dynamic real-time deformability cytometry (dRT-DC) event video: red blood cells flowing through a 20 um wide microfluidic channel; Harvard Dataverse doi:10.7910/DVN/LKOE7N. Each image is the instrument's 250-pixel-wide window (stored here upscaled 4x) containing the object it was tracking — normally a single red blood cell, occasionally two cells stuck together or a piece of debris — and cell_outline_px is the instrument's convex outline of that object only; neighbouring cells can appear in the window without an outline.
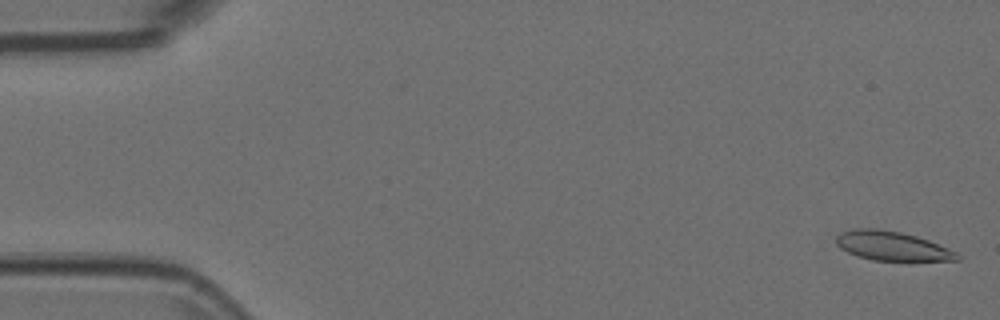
{"species": "Egyptian fruit bat (a non-hibernating species)", "species_latin": "Rousettus aegyptiacus", "temperature_condition": "room temperature", "stored_images_in_passage": 55, "camera_frame_rate_fps": 3000, "um_per_image_px": 0.085, "animal": {"sex": "female"}, "frame": {"image": 1, "passage_image": 2, "time_ms": 0.333, "image_size_px": [1000, 320], "cell_outline_px": [[960, 260], [872, 260], [856, 256], [840, 248], [836, 244], [836, 236], [840, 232], [852, 228], [876, 228], [900, 232], [916, 236], [928, 240], [948, 248], [956, 252], [960, 256]], "centroid_in_image_um": [75.77, 20.89], "position_along_channel_um": 9.2, "area_um2": 20.52}}
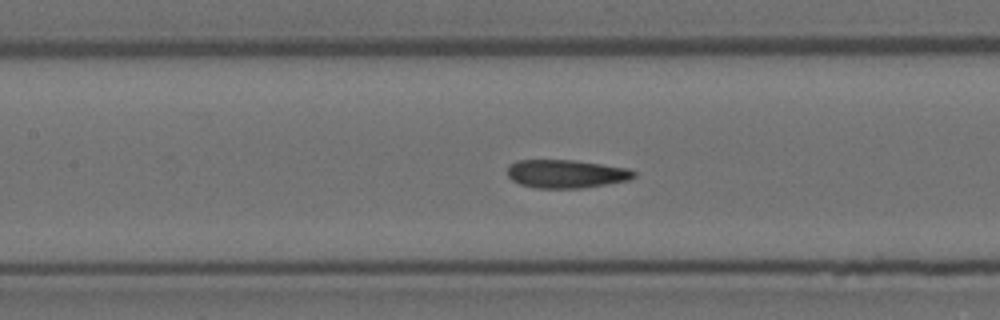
{"frame": {"image": 2, "passage_image": 25, "time_ms": 8.0, "image_size_px": [1000, 320], "cell_outline_px": [[636, 176], [628, 180], [580, 188], [536, 188], [520, 184], [512, 180], [508, 176], [508, 164], [516, 160], [572, 160], [628, 168], [636, 172]], "centroid_in_image_um": [48.09, 14.77], "position_along_channel_um": 159.3, "area_um2": 20.75}}
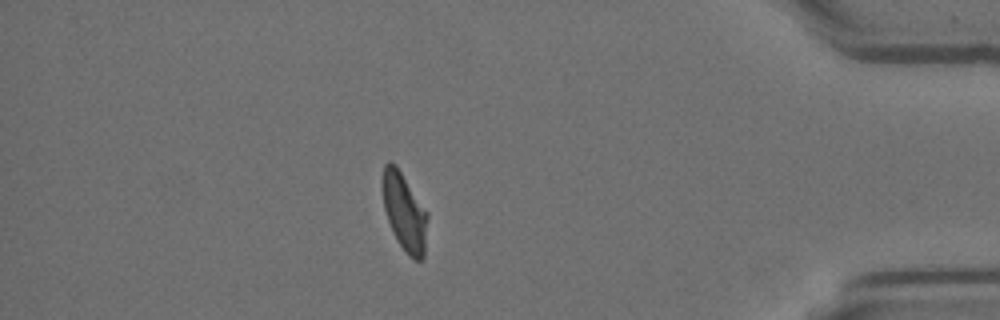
{"frame": {"image": 3, "passage_image": 48, "time_ms": 15.667, "image_size_px": [1000, 320], "cell_outline_px": [[428, 216], [424, 256], [420, 260], [412, 260], [408, 256], [400, 244], [388, 220], [384, 208], [380, 188], [380, 180], [384, 164], [388, 160], [396, 164], [428, 212]], "centroid_in_image_um": [34.35, 17.95], "position_along_channel_um": 400.9, "area_um2": 20.75}}